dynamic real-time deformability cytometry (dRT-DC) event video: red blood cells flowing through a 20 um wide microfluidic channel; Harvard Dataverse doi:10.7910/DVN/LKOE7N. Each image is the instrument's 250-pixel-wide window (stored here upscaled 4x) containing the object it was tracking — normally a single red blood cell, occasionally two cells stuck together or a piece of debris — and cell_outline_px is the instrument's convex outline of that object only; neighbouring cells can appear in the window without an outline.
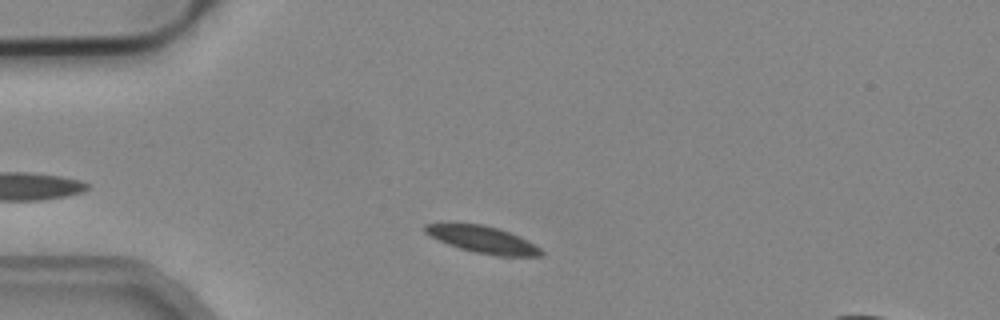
{"species": "common noctule bat (a hibernating species)", "species_latin": "Nyctalus noctula", "temperature_condition": "cold", "stored_images_in_passage": 41, "camera_frame_rate_fps": 3000, "um_per_image_px": 0.085, "animal": {"sex": "male", "body_mass_g": 19.2, "forearm_length_mm": 51.8}, "frame": {"image": 1, "passage_image": 5, "time_ms": 1.333, "image_size_px": [1000, 320], "cell_outline_px": [[544, 256], [500, 256], [476, 252], [460, 248], [448, 244], [424, 232], [424, 224], [484, 224], [500, 228], [520, 236], [540, 248], [544, 252]], "centroid_in_image_um": [41.1, 20.36], "position_along_channel_um": 43.9, "area_um2": 17.98}}
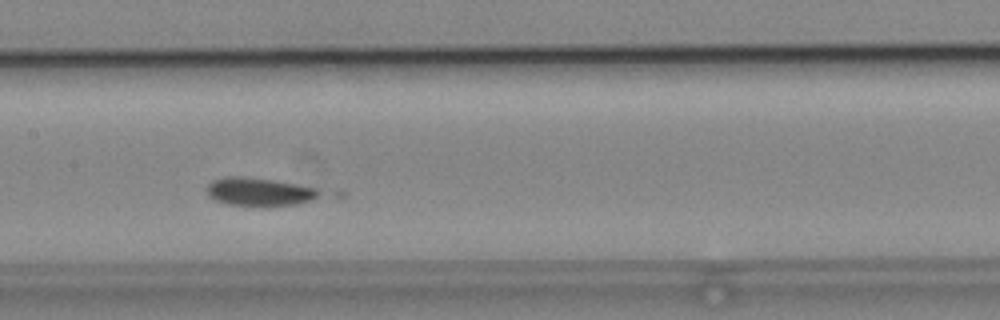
{"frame": {"image": 2, "passage_image": 18, "time_ms": 5.667, "image_size_px": [1000, 320], "cell_outline_px": [[324, 192], [320, 196], [312, 200], [296, 204], [268, 208], [264, 208], [228, 204], [216, 200], [208, 196], [204, 188], [212, 180], [224, 176], [240, 176], [272, 180], [316, 188]], "centroid_in_image_um": [22.02, 16.33], "position_along_channel_um": 185.4, "area_um2": 19.13}}
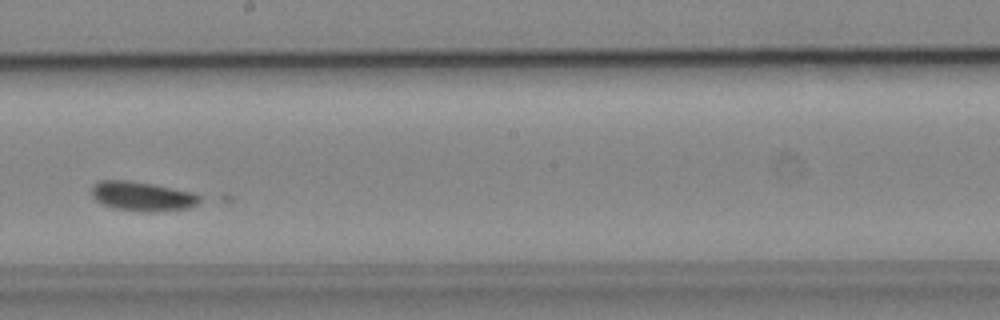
{"frame": {"image": 3, "passage_image": 22, "time_ms": 7.0, "image_size_px": [1000, 320], "cell_outline_px": [[200, 200], [196, 204], [188, 208], [148, 212], [144, 212], [112, 208], [96, 200], [92, 196], [92, 184], [100, 180], [128, 180], [152, 184], [192, 192], [200, 196]], "centroid_in_image_um": [12.05, 16.68], "position_along_channel_um": 236.1, "area_um2": 18.38}}